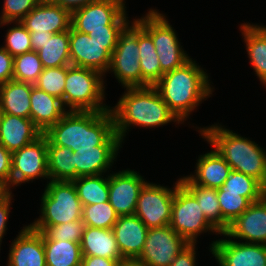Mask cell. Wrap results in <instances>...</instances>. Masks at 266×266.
Returning a JSON list of instances; mask_svg holds the SVG:
<instances>
[{
  "mask_svg": "<svg viewBox=\"0 0 266 266\" xmlns=\"http://www.w3.org/2000/svg\"><path fill=\"white\" fill-rule=\"evenodd\" d=\"M49 180L72 181L76 179L73 151L68 147L47 145Z\"/></svg>",
  "mask_w": 266,
  "mask_h": 266,
  "instance_id": "30",
  "label": "cell"
},
{
  "mask_svg": "<svg viewBox=\"0 0 266 266\" xmlns=\"http://www.w3.org/2000/svg\"><path fill=\"white\" fill-rule=\"evenodd\" d=\"M33 84L10 80L0 84V103L5 114L30 118Z\"/></svg>",
  "mask_w": 266,
  "mask_h": 266,
  "instance_id": "27",
  "label": "cell"
},
{
  "mask_svg": "<svg viewBox=\"0 0 266 266\" xmlns=\"http://www.w3.org/2000/svg\"><path fill=\"white\" fill-rule=\"evenodd\" d=\"M125 0H98L71 12V27L78 32L106 30V26H127Z\"/></svg>",
  "mask_w": 266,
  "mask_h": 266,
  "instance_id": "10",
  "label": "cell"
},
{
  "mask_svg": "<svg viewBox=\"0 0 266 266\" xmlns=\"http://www.w3.org/2000/svg\"><path fill=\"white\" fill-rule=\"evenodd\" d=\"M231 239H241L245 243L266 245V200L263 197L253 202L238 216L225 232ZM233 237V238H232Z\"/></svg>",
  "mask_w": 266,
  "mask_h": 266,
  "instance_id": "18",
  "label": "cell"
},
{
  "mask_svg": "<svg viewBox=\"0 0 266 266\" xmlns=\"http://www.w3.org/2000/svg\"><path fill=\"white\" fill-rule=\"evenodd\" d=\"M46 266H81L80 243L67 240H44Z\"/></svg>",
  "mask_w": 266,
  "mask_h": 266,
  "instance_id": "32",
  "label": "cell"
},
{
  "mask_svg": "<svg viewBox=\"0 0 266 266\" xmlns=\"http://www.w3.org/2000/svg\"><path fill=\"white\" fill-rule=\"evenodd\" d=\"M134 20L152 37L164 74L182 67L191 59L182 49L175 29L168 23L164 14L150 9L146 15Z\"/></svg>",
  "mask_w": 266,
  "mask_h": 266,
  "instance_id": "7",
  "label": "cell"
},
{
  "mask_svg": "<svg viewBox=\"0 0 266 266\" xmlns=\"http://www.w3.org/2000/svg\"><path fill=\"white\" fill-rule=\"evenodd\" d=\"M232 169L224 158L213 148L197 159L195 175L187 176L194 184L218 189L229 177Z\"/></svg>",
  "mask_w": 266,
  "mask_h": 266,
  "instance_id": "23",
  "label": "cell"
},
{
  "mask_svg": "<svg viewBox=\"0 0 266 266\" xmlns=\"http://www.w3.org/2000/svg\"><path fill=\"white\" fill-rule=\"evenodd\" d=\"M8 254V266H46L42 233L24 226L12 241Z\"/></svg>",
  "mask_w": 266,
  "mask_h": 266,
  "instance_id": "19",
  "label": "cell"
},
{
  "mask_svg": "<svg viewBox=\"0 0 266 266\" xmlns=\"http://www.w3.org/2000/svg\"><path fill=\"white\" fill-rule=\"evenodd\" d=\"M211 243L210 252L220 266H266V245L260 243H245L244 241L227 238Z\"/></svg>",
  "mask_w": 266,
  "mask_h": 266,
  "instance_id": "15",
  "label": "cell"
},
{
  "mask_svg": "<svg viewBox=\"0 0 266 266\" xmlns=\"http://www.w3.org/2000/svg\"><path fill=\"white\" fill-rule=\"evenodd\" d=\"M179 184L180 179L178 178L172 189L153 182H146L141 188L135 215L147 228L169 225L175 189Z\"/></svg>",
  "mask_w": 266,
  "mask_h": 266,
  "instance_id": "11",
  "label": "cell"
},
{
  "mask_svg": "<svg viewBox=\"0 0 266 266\" xmlns=\"http://www.w3.org/2000/svg\"><path fill=\"white\" fill-rule=\"evenodd\" d=\"M30 104V119L42 133L56 124L68 112L61 99L44 92L34 84L31 90Z\"/></svg>",
  "mask_w": 266,
  "mask_h": 266,
  "instance_id": "24",
  "label": "cell"
},
{
  "mask_svg": "<svg viewBox=\"0 0 266 266\" xmlns=\"http://www.w3.org/2000/svg\"><path fill=\"white\" fill-rule=\"evenodd\" d=\"M217 123L198 132L230 165L231 169L266 183V151L255 141Z\"/></svg>",
  "mask_w": 266,
  "mask_h": 266,
  "instance_id": "4",
  "label": "cell"
},
{
  "mask_svg": "<svg viewBox=\"0 0 266 266\" xmlns=\"http://www.w3.org/2000/svg\"><path fill=\"white\" fill-rule=\"evenodd\" d=\"M13 59L14 57L0 47V84L6 83L13 79Z\"/></svg>",
  "mask_w": 266,
  "mask_h": 266,
  "instance_id": "43",
  "label": "cell"
},
{
  "mask_svg": "<svg viewBox=\"0 0 266 266\" xmlns=\"http://www.w3.org/2000/svg\"><path fill=\"white\" fill-rule=\"evenodd\" d=\"M42 0H4L0 22L21 21Z\"/></svg>",
  "mask_w": 266,
  "mask_h": 266,
  "instance_id": "41",
  "label": "cell"
},
{
  "mask_svg": "<svg viewBox=\"0 0 266 266\" xmlns=\"http://www.w3.org/2000/svg\"><path fill=\"white\" fill-rule=\"evenodd\" d=\"M180 183L200 203L201 210L207 221L221 234L224 233V218L217 198V189L194 184L187 176L180 178Z\"/></svg>",
  "mask_w": 266,
  "mask_h": 266,
  "instance_id": "28",
  "label": "cell"
},
{
  "mask_svg": "<svg viewBox=\"0 0 266 266\" xmlns=\"http://www.w3.org/2000/svg\"><path fill=\"white\" fill-rule=\"evenodd\" d=\"M3 115H4V112L2 110V106H1V103H0V124L2 122Z\"/></svg>",
  "mask_w": 266,
  "mask_h": 266,
  "instance_id": "52",
  "label": "cell"
},
{
  "mask_svg": "<svg viewBox=\"0 0 266 266\" xmlns=\"http://www.w3.org/2000/svg\"><path fill=\"white\" fill-rule=\"evenodd\" d=\"M47 145L68 147L73 152L98 145H122L115 132L114 117L104 112L69 111L44 133Z\"/></svg>",
  "mask_w": 266,
  "mask_h": 266,
  "instance_id": "1",
  "label": "cell"
},
{
  "mask_svg": "<svg viewBox=\"0 0 266 266\" xmlns=\"http://www.w3.org/2000/svg\"><path fill=\"white\" fill-rule=\"evenodd\" d=\"M196 244H189L172 261L169 266H196ZM196 245V246H195Z\"/></svg>",
  "mask_w": 266,
  "mask_h": 266,
  "instance_id": "45",
  "label": "cell"
},
{
  "mask_svg": "<svg viewBox=\"0 0 266 266\" xmlns=\"http://www.w3.org/2000/svg\"><path fill=\"white\" fill-rule=\"evenodd\" d=\"M10 192L8 186L0 180V200Z\"/></svg>",
  "mask_w": 266,
  "mask_h": 266,
  "instance_id": "51",
  "label": "cell"
},
{
  "mask_svg": "<svg viewBox=\"0 0 266 266\" xmlns=\"http://www.w3.org/2000/svg\"><path fill=\"white\" fill-rule=\"evenodd\" d=\"M13 195L10 191L3 199L0 200V246L2 242V238L4 237V234L7 230V221L8 216L10 214V205Z\"/></svg>",
  "mask_w": 266,
  "mask_h": 266,
  "instance_id": "46",
  "label": "cell"
},
{
  "mask_svg": "<svg viewBox=\"0 0 266 266\" xmlns=\"http://www.w3.org/2000/svg\"><path fill=\"white\" fill-rule=\"evenodd\" d=\"M139 63L142 87L154 86L163 76L152 37L138 24Z\"/></svg>",
  "mask_w": 266,
  "mask_h": 266,
  "instance_id": "29",
  "label": "cell"
},
{
  "mask_svg": "<svg viewBox=\"0 0 266 266\" xmlns=\"http://www.w3.org/2000/svg\"><path fill=\"white\" fill-rule=\"evenodd\" d=\"M240 31L246 43V50L255 74L266 86V26L243 23Z\"/></svg>",
  "mask_w": 266,
  "mask_h": 266,
  "instance_id": "26",
  "label": "cell"
},
{
  "mask_svg": "<svg viewBox=\"0 0 266 266\" xmlns=\"http://www.w3.org/2000/svg\"><path fill=\"white\" fill-rule=\"evenodd\" d=\"M117 42H98L70 27L69 30V50L72 66L90 68L107 74L111 55Z\"/></svg>",
  "mask_w": 266,
  "mask_h": 266,
  "instance_id": "12",
  "label": "cell"
},
{
  "mask_svg": "<svg viewBox=\"0 0 266 266\" xmlns=\"http://www.w3.org/2000/svg\"><path fill=\"white\" fill-rule=\"evenodd\" d=\"M264 186L255 178L244 173L232 170L229 177L217 191L242 193L251 203L263 198Z\"/></svg>",
  "mask_w": 266,
  "mask_h": 266,
  "instance_id": "34",
  "label": "cell"
},
{
  "mask_svg": "<svg viewBox=\"0 0 266 266\" xmlns=\"http://www.w3.org/2000/svg\"><path fill=\"white\" fill-rule=\"evenodd\" d=\"M110 110L115 132L122 143L130 126L158 128L170 122L183 124L154 86L126 88L116 106L110 107Z\"/></svg>",
  "mask_w": 266,
  "mask_h": 266,
  "instance_id": "2",
  "label": "cell"
},
{
  "mask_svg": "<svg viewBox=\"0 0 266 266\" xmlns=\"http://www.w3.org/2000/svg\"><path fill=\"white\" fill-rule=\"evenodd\" d=\"M109 71L113 72L124 88L142 87L138 23L134 19L119 34L117 45L111 55Z\"/></svg>",
  "mask_w": 266,
  "mask_h": 266,
  "instance_id": "9",
  "label": "cell"
},
{
  "mask_svg": "<svg viewBox=\"0 0 266 266\" xmlns=\"http://www.w3.org/2000/svg\"><path fill=\"white\" fill-rule=\"evenodd\" d=\"M44 70L36 51L14 57L13 80L34 84Z\"/></svg>",
  "mask_w": 266,
  "mask_h": 266,
  "instance_id": "36",
  "label": "cell"
},
{
  "mask_svg": "<svg viewBox=\"0 0 266 266\" xmlns=\"http://www.w3.org/2000/svg\"><path fill=\"white\" fill-rule=\"evenodd\" d=\"M101 72L68 65L64 86L63 105L69 111L104 112L110 109L104 103L105 82Z\"/></svg>",
  "mask_w": 266,
  "mask_h": 266,
  "instance_id": "5",
  "label": "cell"
},
{
  "mask_svg": "<svg viewBox=\"0 0 266 266\" xmlns=\"http://www.w3.org/2000/svg\"><path fill=\"white\" fill-rule=\"evenodd\" d=\"M106 176H81L72 180L83 206L108 201L109 175Z\"/></svg>",
  "mask_w": 266,
  "mask_h": 266,
  "instance_id": "33",
  "label": "cell"
},
{
  "mask_svg": "<svg viewBox=\"0 0 266 266\" xmlns=\"http://www.w3.org/2000/svg\"><path fill=\"white\" fill-rule=\"evenodd\" d=\"M42 134L30 118L4 113L0 124V144L11 153L35 141Z\"/></svg>",
  "mask_w": 266,
  "mask_h": 266,
  "instance_id": "22",
  "label": "cell"
},
{
  "mask_svg": "<svg viewBox=\"0 0 266 266\" xmlns=\"http://www.w3.org/2000/svg\"><path fill=\"white\" fill-rule=\"evenodd\" d=\"M20 22L29 32L56 34L70 30L71 12L51 0H42Z\"/></svg>",
  "mask_w": 266,
  "mask_h": 266,
  "instance_id": "17",
  "label": "cell"
},
{
  "mask_svg": "<svg viewBox=\"0 0 266 266\" xmlns=\"http://www.w3.org/2000/svg\"><path fill=\"white\" fill-rule=\"evenodd\" d=\"M40 208V218L29 226H53L82 219L83 205L72 181L47 182Z\"/></svg>",
  "mask_w": 266,
  "mask_h": 266,
  "instance_id": "6",
  "label": "cell"
},
{
  "mask_svg": "<svg viewBox=\"0 0 266 266\" xmlns=\"http://www.w3.org/2000/svg\"><path fill=\"white\" fill-rule=\"evenodd\" d=\"M16 24L12 27H9L5 36V45L2 46L7 50L13 57L21 55L26 52L32 51L30 33L29 31L21 24L20 21L16 22H0V26Z\"/></svg>",
  "mask_w": 266,
  "mask_h": 266,
  "instance_id": "39",
  "label": "cell"
},
{
  "mask_svg": "<svg viewBox=\"0 0 266 266\" xmlns=\"http://www.w3.org/2000/svg\"><path fill=\"white\" fill-rule=\"evenodd\" d=\"M188 245L170 225L148 228L145 244L137 261L147 266H169Z\"/></svg>",
  "mask_w": 266,
  "mask_h": 266,
  "instance_id": "14",
  "label": "cell"
},
{
  "mask_svg": "<svg viewBox=\"0 0 266 266\" xmlns=\"http://www.w3.org/2000/svg\"><path fill=\"white\" fill-rule=\"evenodd\" d=\"M146 182L138 172L130 169L109 174L108 201L119 216L135 214L140 190Z\"/></svg>",
  "mask_w": 266,
  "mask_h": 266,
  "instance_id": "16",
  "label": "cell"
},
{
  "mask_svg": "<svg viewBox=\"0 0 266 266\" xmlns=\"http://www.w3.org/2000/svg\"><path fill=\"white\" fill-rule=\"evenodd\" d=\"M121 261L97 256H83L81 266H119Z\"/></svg>",
  "mask_w": 266,
  "mask_h": 266,
  "instance_id": "47",
  "label": "cell"
},
{
  "mask_svg": "<svg viewBox=\"0 0 266 266\" xmlns=\"http://www.w3.org/2000/svg\"><path fill=\"white\" fill-rule=\"evenodd\" d=\"M126 26H106V30L92 31L88 35L98 42H117Z\"/></svg>",
  "mask_w": 266,
  "mask_h": 266,
  "instance_id": "44",
  "label": "cell"
},
{
  "mask_svg": "<svg viewBox=\"0 0 266 266\" xmlns=\"http://www.w3.org/2000/svg\"><path fill=\"white\" fill-rule=\"evenodd\" d=\"M122 145H98L73 152L76 178L104 174L111 169Z\"/></svg>",
  "mask_w": 266,
  "mask_h": 266,
  "instance_id": "21",
  "label": "cell"
},
{
  "mask_svg": "<svg viewBox=\"0 0 266 266\" xmlns=\"http://www.w3.org/2000/svg\"><path fill=\"white\" fill-rule=\"evenodd\" d=\"M217 198L224 218L225 233L229 225L250 206L251 202L243 197L242 193L227 191H217Z\"/></svg>",
  "mask_w": 266,
  "mask_h": 266,
  "instance_id": "38",
  "label": "cell"
},
{
  "mask_svg": "<svg viewBox=\"0 0 266 266\" xmlns=\"http://www.w3.org/2000/svg\"><path fill=\"white\" fill-rule=\"evenodd\" d=\"M12 153L0 144V180L11 188Z\"/></svg>",
  "mask_w": 266,
  "mask_h": 266,
  "instance_id": "42",
  "label": "cell"
},
{
  "mask_svg": "<svg viewBox=\"0 0 266 266\" xmlns=\"http://www.w3.org/2000/svg\"><path fill=\"white\" fill-rule=\"evenodd\" d=\"M118 217L109 201L83 206L82 220L85 226L112 229Z\"/></svg>",
  "mask_w": 266,
  "mask_h": 266,
  "instance_id": "35",
  "label": "cell"
},
{
  "mask_svg": "<svg viewBox=\"0 0 266 266\" xmlns=\"http://www.w3.org/2000/svg\"><path fill=\"white\" fill-rule=\"evenodd\" d=\"M263 197L266 200V183L264 184V188H263Z\"/></svg>",
  "mask_w": 266,
  "mask_h": 266,
  "instance_id": "53",
  "label": "cell"
},
{
  "mask_svg": "<svg viewBox=\"0 0 266 266\" xmlns=\"http://www.w3.org/2000/svg\"><path fill=\"white\" fill-rule=\"evenodd\" d=\"M208 74L192 58L182 67L163 74L154 85L168 108L184 123L190 113L214 91Z\"/></svg>",
  "mask_w": 266,
  "mask_h": 266,
  "instance_id": "3",
  "label": "cell"
},
{
  "mask_svg": "<svg viewBox=\"0 0 266 266\" xmlns=\"http://www.w3.org/2000/svg\"><path fill=\"white\" fill-rule=\"evenodd\" d=\"M124 260H137L148 233L146 225L134 214L119 216L112 228Z\"/></svg>",
  "mask_w": 266,
  "mask_h": 266,
  "instance_id": "20",
  "label": "cell"
},
{
  "mask_svg": "<svg viewBox=\"0 0 266 266\" xmlns=\"http://www.w3.org/2000/svg\"><path fill=\"white\" fill-rule=\"evenodd\" d=\"M35 231L41 232L43 240H67L80 243L85 229L82 219L53 226H30Z\"/></svg>",
  "mask_w": 266,
  "mask_h": 266,
  "instance_id": "37",
  "label": "cell"
},
{
  "mask_svg": "<svg viewBox=\"0 0 266 266\" xmlns=\"http://www.w3.org/2000/svg\"><path fill=\"white\" fill-rule=\"evenodd\" d=\"M169 225L189 244H196L198 236L207 231L220 234L205 218L200 203L181 183L175 189Z\"/></svg>",
  "mask_w": 266,
  "mask_h": 266,
  "instance_id": "8",
  "label": "cell"
},
{
  "mask_svg": "<svg viewBox=\"0 0 266 266\" xmlns=\"http://www.w3.org/2000/svg\"><path fill=\"white\" fill-rule=\"evenodd\" d=\"M119 266H147L137 260H123L119 263Z\"/></svg>",
  "mask_w": 266,
  "mask_h": 266,
  "instance_id": "50",
  "label": "cell"
},
{
  "mask_svg": "<svg viewBox=\"0 0 266 266\" xmlns=\"http://www.w3.org/2000/svg\"><path fill=\"white\" fill-rule=\"evenodd\" d=\"M30 33V42L32 46V51H38L41 49V45L46 41L47 38H50L53 33L44 32V33H37V32H29Z\"/></svg>",
  "mask_w": 266,
  "mask_h": 266,
  "instance_id": "49",
  "label": "cell"
},
{
  "mask_svg": "<svg viewBox=\"0 0 266 266\" xmlns=\"http://www.w3.org/2000/svg\"><path fill=\"white\" fill-rule=\"evenodd\" d=\"M51 1L61 6L62 8H65L70 12H73L76 9L82 8L88 5L89 3H93L98 0H51Z\"/></svg>",
  "mask_w": 266,
  "mask_h": 266,
  "instance_id": "48",
  "label": "cell"
},
{
  "mask_svg": "<svg viewBox=\"0 0 266 266\" xmlns=\"http://www.w3.org/2000/svg\"><path fill=\"white\" fill-rule=\"evenodd\" d=\"M83 256H97L123 261L112 229L85 226L80 242Z\"/></svg>",
  "mask_w": 266,
  "mask_h": 266,
  "instance_id": "25",
  "label": "cell"
},
{
  "mask_svg": "<svg viewBox=\"0 0 266 266\" xmlns=\"http://www.w3.org/2000/svg\"><path fill=\"white\" fill-rule=\"evenodd\" d=\"M44 68L71 65L69 50V30L53 34L37 51Z\"/></svg>",
  "mask_w": 266,
  "mask_h": 266,
  "instance_id": "31",
  "label": "cell"
},
{
  "mask_svg": "<svg viewBox=\"0 0 266 266\" xmlns=\"http://www.w3.org/2000/svg\"><path fill=\"white\" fill-rule=\"evenodd\" d=\"M47 138L42 134L35 141L12 152L11 187L34 179H49Z\"/></svg>",
  "mask_w": 266,
  "mask_h": 266,
  "instance_id": "13",
  "label": "cell"
},
{
  "mask_svg": "<svg viewBox=\"0 0 266 266\" xmlns=\"http://www.w3.org/2000/svg\"><path fill=\"white\" fill-rule=\"evenodd\" d=\"M67 75V66L44 68L34 86L62 100Z\"/></svg>",
  "mask_w": 266,
  "mask_h": 266,
  "instance_id": "40",
  "label": "cell"
}]
</instances>
